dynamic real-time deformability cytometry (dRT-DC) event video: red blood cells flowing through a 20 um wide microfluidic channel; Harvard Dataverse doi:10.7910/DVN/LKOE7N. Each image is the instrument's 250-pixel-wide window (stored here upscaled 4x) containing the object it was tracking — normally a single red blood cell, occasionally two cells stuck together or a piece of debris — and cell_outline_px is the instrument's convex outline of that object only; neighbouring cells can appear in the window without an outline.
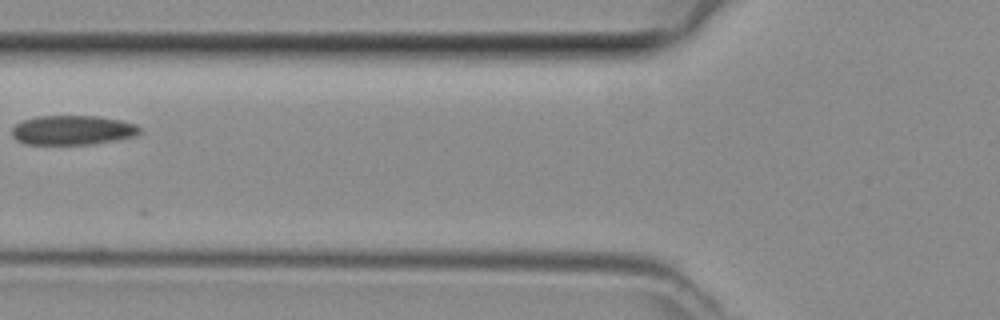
{"species": "common noctule bat (a hibernating species)", "species_latin": "Nyctalus noctula", "temperature_condition": "room temperature", "stored_images_in_passage": 2, "camera_frame_rate_fps": 3000, "um_per_image_px": 0.085, "animal": {"sex": "female", "body_mass_g": 29.2, "forearm_length_mm": 56.3}, "frame": {"image": 1, "passage_image": 2, "time_ms": 0.333, "image_size_px": [1000, 320], "cell_outline_px": [[140, 132], [136, 136], [116, 140], [92, 144], [24, 144], [16, 140], [12, 136], [12, 128], [16, 124], [24, 120], [36, 116], [96, 116], [120, 120], [136, 124], [140, 128]], "centroid_in_image_um": [6.16, 11.06], "position_along_channel_um": 119.6, "area_um2": 21.96}}